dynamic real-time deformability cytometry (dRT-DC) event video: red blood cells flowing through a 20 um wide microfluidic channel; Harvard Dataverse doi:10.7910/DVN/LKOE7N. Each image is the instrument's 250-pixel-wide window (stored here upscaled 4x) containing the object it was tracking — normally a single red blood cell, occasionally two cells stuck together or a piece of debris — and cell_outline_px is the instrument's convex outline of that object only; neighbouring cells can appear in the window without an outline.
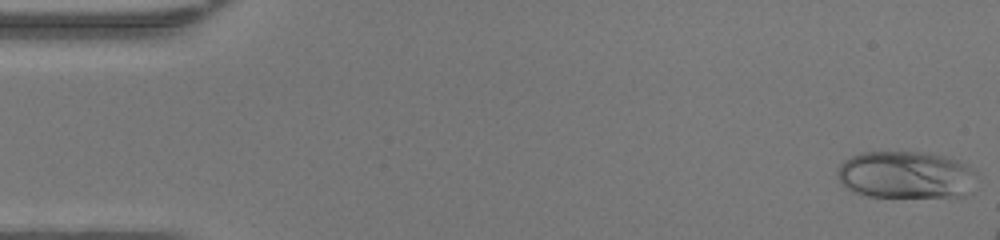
{"species": "human", "species_latin": "Homo sapiens", "temperature_condition": "warm", "stored_images_in_passage": 43, "camera_frame_rate_fps": 3000, "um_per_image_px": 0.085, "donor": {"sex": "female"}, "frame": {"image": 1, "passage_image": 1, "time_ms": 0.0, "image_size_px": [1000, 240], "cell_outline_px": [[976, 172], [964, 196], [868, 196], [852, 192], [836, 176], [836, 172], [840, 164], [844, 160], [860, 152], [928, 152], [944, 156], [956, 160], [976, 168]], "centroid_in_image_um": [76.94, 14.84], "position_along_channel_um": 8.1, "area_um2": 38.15}}
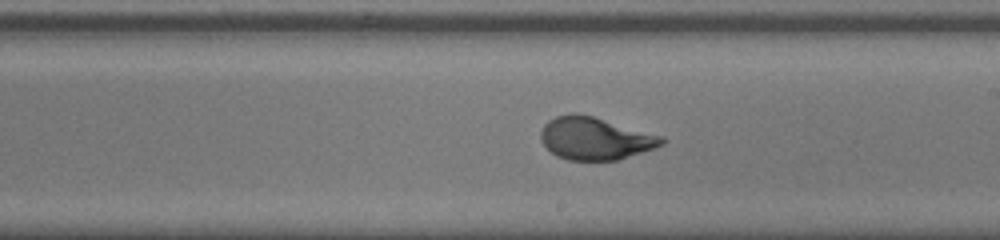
{"frame": {"image": 2, "passage_image": 27, "time_ms": 8.667, "image_size_px": [1000, 240], "cell_outline_px": [[668, 140], [664, 144], [616, 160], [568, 160], [556, 156], [540, 140], [540, 132], [544, 124], [548, 120], [556, 116], [572, 112], [576, 112], [592, 116], [664, 136]], "centroid_in_image_um": [50.57, 11.75], "position_along_channel_um": 238.4, "area_um2": 29.94}}
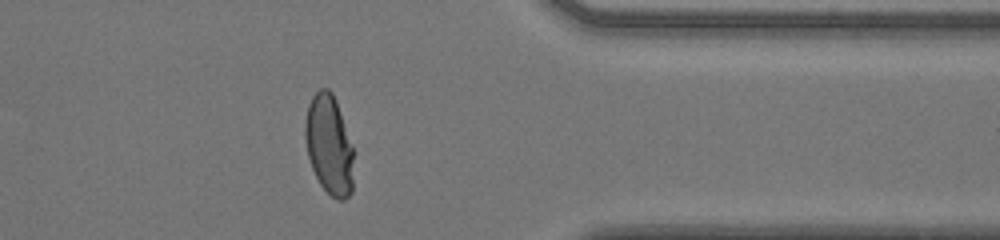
{"frame": {"image": 3, "passage_image": 38, "time_ms": 12.333, "image_size_px": [1000, 240], "cell_outline_px": [[352, 192], [344, 200], [336, 200], [320, 184], [312, 168], [308, 156], [304, 136], [304, 124], [308, 104], [312, 96], [320, 88], [328, 88], [332, 92], [336, 100], [352, 144]], "centroid_in_image_um": [27.95, 12.29], "position_along_channel_um": 383.4, "area_um2": 28.09}, "authors_computed_cell_mechanics": {"area_um2": 30.056, "velocity_mm_per_s": 4.3395, "shape_relaxation_time_tau1_ms": 5.6942, "shape_relaxation_time_tau2_ms": null, "deformation_change_tau1": 0.2589, "deformation_change_tau2": null}}